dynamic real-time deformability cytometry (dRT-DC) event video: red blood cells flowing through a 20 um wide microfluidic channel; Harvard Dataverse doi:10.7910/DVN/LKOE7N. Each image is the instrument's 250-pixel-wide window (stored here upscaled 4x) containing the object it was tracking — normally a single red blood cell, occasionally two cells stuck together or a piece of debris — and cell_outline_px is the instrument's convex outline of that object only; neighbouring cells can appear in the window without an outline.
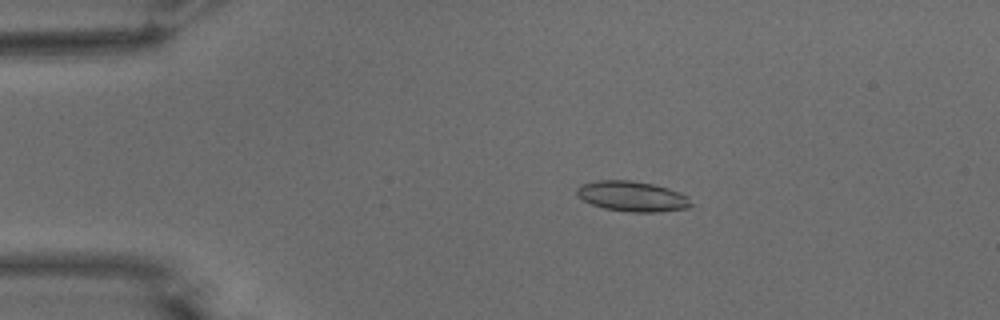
{"species": "common noctule bat (a hibernating species)", "species_latin": "Nyctalus noctula", "temperature_condition": "warm", "stored_images_in_passage": 24, "camera_frame_rate_fps": 3000, "um_per_image_px": 0.085, "animal": {"sex": "male", "body_mass_g": 15.6}, "frame": {"image": 1, "passage_image": 10, "time_ms": 3.0, "image_size_px": [1000, 320], "cell_outline_px": [[692, 204], [688, 208], [660, 212], [632, 212], [604, 208], [592, 204], [576, 196], [576, 188], [580, 184], [596, 180], [632, 180], [652, 184], [668, 188], [680, 192], [688, 196]], "centroid_in_image_um": [53.73, 16.68], "position_along_channel_um": 31.3, "area_um2": 20.29}}
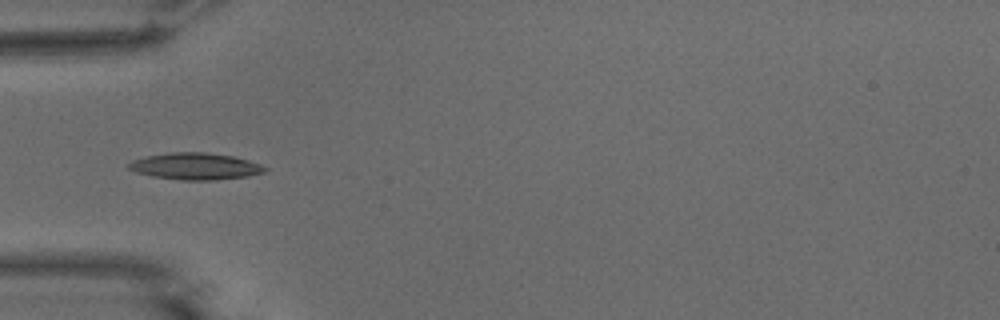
{"frame": {"image": 2, "passage_image": 17, "time_ms": 5.333, "image_size_px": [1000, 320], "cell_outline_px": [[268, 168], [264, 172], [248, 176], [216, 180], [184, 180], [152, 176], [136, 172], [128, 168], [124, 164], [132, 160], [148, 156], [168, 152], [204, 152], [232, 156], [248, 160], [260, 164]], "centroid_in_image_um": [16.58, 14.13], "position_along_channel_um": 68.4, "area_um2": 21.21}}
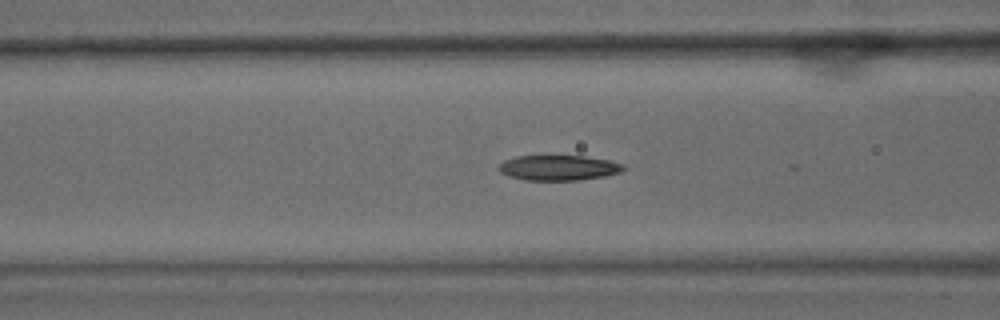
{"frame": {"image": 3, "passage_image": 21, "time_ms": 6.667, "image_size_px": [1000, 320], "cell_outline_px": [[628, 168], [620, 172], [604, 176], [580, 180], [524, 180], [508, 176], [500, 172], [496, 168], [504, 160], [516, 156], [584, 156], [612, 160], [624, 164]], "centroid_in_image_um": [47.5, 14.26], "position_along_channel_um": 119.1, "area_um2": 18.55}}